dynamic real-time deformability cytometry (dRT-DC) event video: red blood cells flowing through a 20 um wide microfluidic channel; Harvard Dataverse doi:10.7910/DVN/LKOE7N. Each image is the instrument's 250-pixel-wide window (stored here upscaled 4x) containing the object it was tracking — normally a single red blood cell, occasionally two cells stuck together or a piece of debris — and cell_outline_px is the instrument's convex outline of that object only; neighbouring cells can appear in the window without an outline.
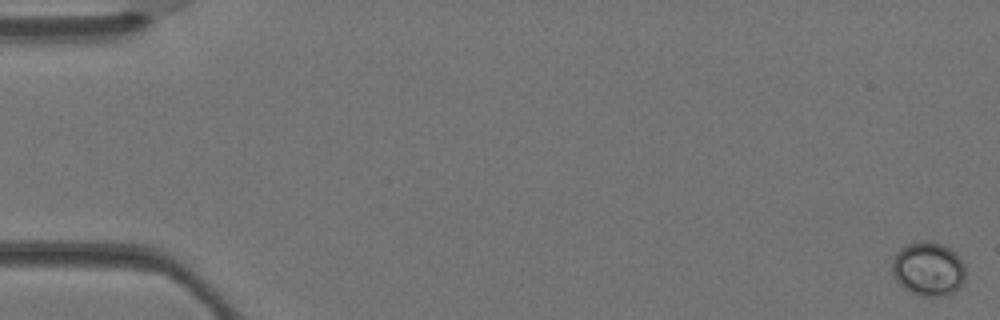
{"species": "Egyptian fruit bat (a non-hibernating species)", "species_latin": "Rousettus aegyptiacus", "temperature_condition": "warm", "stored_images_in_passage": 4, "camera_frame_rate_fps": 3000, "um_per_image_px": 0.085, "animal": {"sex": "female"}, "frame": {"image": 1, "passage_image": 1, "time_ms": 0.0, "image_size_px": [1000, 320], "cell_outline_px": [[964, 280], [960, 288], [956, 292], [944, 296], [920, 296], [908, 292], [896, 280], [892, 272], [892, 260], [896, 252], [900, 248], [908, 244], [920, 240], [932, 240], [956, 252], [964, 264]], "centroid_in_image_um": [78.9, 22.86], "position_along_channel_um": 6.1, "area_um2": 23.47}}
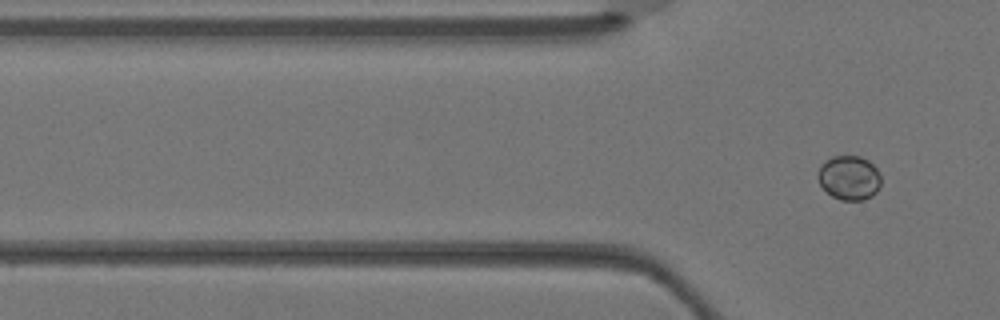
{"frame": {"image": 2, "passage_image": 4, "time_ms": 1.0, "image_size_px": [1000, 320], "cell_outline_px": [[880, 188], [872, 196], [864, 200], [840, 200], [832, 196], [820, 184], [816, 176], [816, 172], [820, 164], [824, 160], [832, 156], [860, 156], [868, 160], [876, 168], [880, 176]], "centroid_in_image_um": [72.15, 15.1], "position_along_channel_um": 53.7, "area_um2": 16.53}}